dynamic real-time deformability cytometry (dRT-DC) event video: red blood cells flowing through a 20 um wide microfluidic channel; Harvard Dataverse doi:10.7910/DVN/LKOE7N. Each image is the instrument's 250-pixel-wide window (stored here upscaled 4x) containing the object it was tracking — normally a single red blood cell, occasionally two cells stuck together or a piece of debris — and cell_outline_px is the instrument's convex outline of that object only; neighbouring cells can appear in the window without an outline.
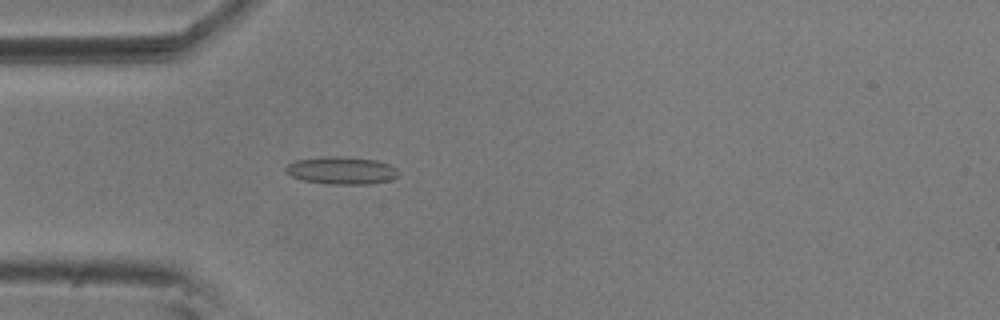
{"species": "common noctule bat (a hibernating species)", "species_latin": "Nyctalus noctula", "temperature_condition": "room temperature", "stored_images_in_passage": 47, "camera_frame_rate_fps": 3000, "um_per_image_px": 0.085, "animal": {"sex": "male", "body_mass_g": 20.5, "forearm_length_mm": 52.5}, "frame": {"image": 1, "passage_image": 16, "time_ms": 5.0, "image_size_px": [1000, 320], "cell_outline_px": [[400, 176], [388, 180], [368, 184], [332, 184], [304, 180], [292, 176], [284, 172], [284, 168], [288, 164], [296, 160], [320, 156], [344, 156], [376, 160], [388, 164], [396, 168], [400, 172]], "centroid_in_image_um": [29.03, 14.47], "position_along_channel_um": 56.0, "area_um2": 18.21}}
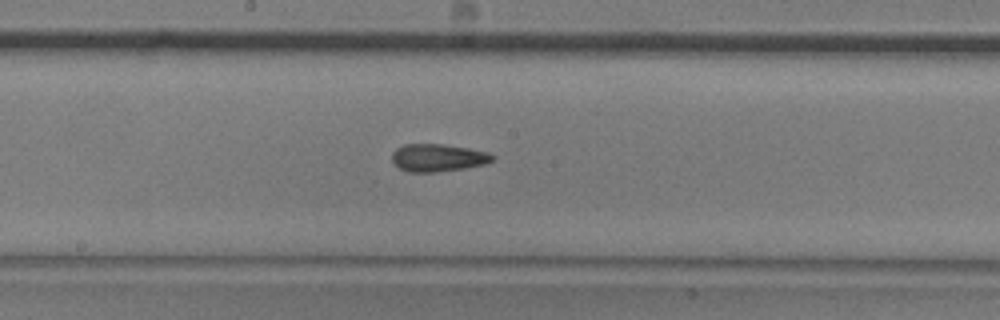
{"frame": {"image": 2, "passage_image": 29, "time_ms": 9.333, "image_size_px": [1000, 320], "cell_outline_px": [[496, 156], [492, 160], [484, 164], [464, 168], [436, 172], [408, 172], [392, 164], [392, 152], [396, 148], [404, 144], [444, 144], [468, 148], [488, 152]], "centroid_in_image_um": [37.19, 13.4], "position_along_channel_um": 211.0, "area_um2": 16.24}}
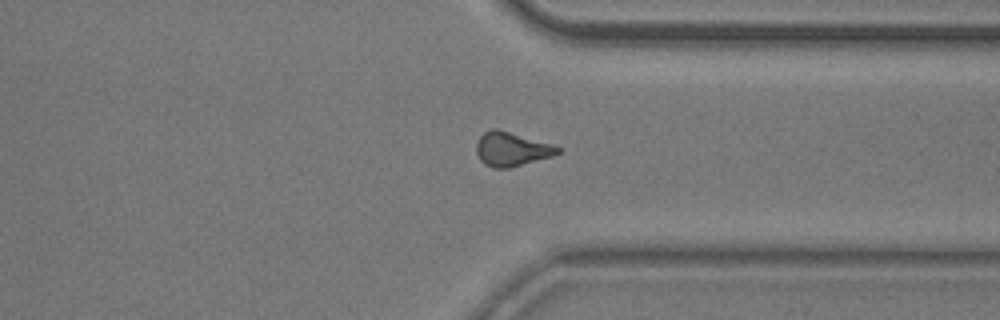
{"frame": {"image": 3, "passage_image": 42, "time_ms": 13.667, "image_size_px": [1000, 320], "cell_outline_px": [[564, 148], [560, 152], [552, 156], [508, 168], [492, 168], [484, 164], [480, 160], [476, 152], [476, 144], [480, 136], [484, 132], [492, 128], [496, 128], [552, 144]], "centroid_in_image_um": [43.48, 12.67], "position_along_channel_um": 367.9, "area_um2": 16.13}, "authors_computed_cell_mechanics": {"area_um2": 16.2418, "velocity_mm_per_s": 3.6532, "shape_relaxation_time_tau1_ms": 10.1771, "shape_relaxation_time_tau2_ms": 4.3763, "deformation_change_tau1": 0.173, "deformation_change_tau2": 0.1088}}